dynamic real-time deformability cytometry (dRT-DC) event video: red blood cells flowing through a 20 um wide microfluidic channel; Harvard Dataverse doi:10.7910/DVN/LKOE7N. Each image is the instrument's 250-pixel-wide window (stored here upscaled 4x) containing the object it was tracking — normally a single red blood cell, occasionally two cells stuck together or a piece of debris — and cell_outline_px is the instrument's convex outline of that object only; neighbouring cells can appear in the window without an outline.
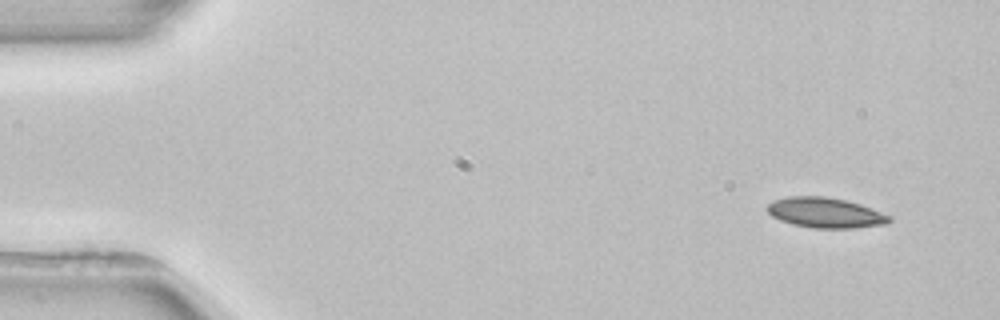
{"species": "common noctule bat (a hibernating species)", "species_latin": "Nyctalus noctula", "temperature_condition": "room temperature", "stored_images_in_passage": 6, "camera_frame_rate_fps": 3000, "um_per_image_px": 0.085, "animal": {"sex": "female", "body_mass_g": 22.7, "forearm_length_mm": 54.2}, "frame": {"image": 1, "passage_image": 1, "time_ms": 0.0, "image_size_px": [1000, 320], "cell_outline_px": [[892, 220], [888, 224], [852, 228], [812, 228], [792, 224], [780, 220], [772, 216], [764, 208], [772, 200], [788, 196], [824, 196], [844, 200], [860, 204], [892, 216]], "centroid_in_image_um": [70.14, 18.08], "position_along_channel_um": 14.9, "area_um2": 21.68}}
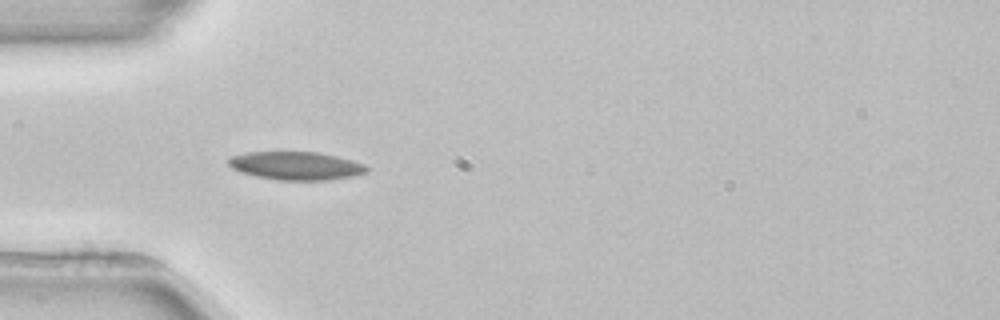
{"frame": {"image": 2, "passage_image": 4, "time_ms": 4.0, "image_size_px": [1000, 320], "cell_outline_px": [[368, 172], [352, 176], [328, 180], [276, 180], [256, 176], [240, 172], [232, 168], [228, 164], [228, 156], [248, 152], [320, 152], [352, 160], [364, 164], [368, 168]], "centroid_in_image_um": [25.14, 14.09], "position_along_channel_um": 59.9, "area_um2": 22.83}}